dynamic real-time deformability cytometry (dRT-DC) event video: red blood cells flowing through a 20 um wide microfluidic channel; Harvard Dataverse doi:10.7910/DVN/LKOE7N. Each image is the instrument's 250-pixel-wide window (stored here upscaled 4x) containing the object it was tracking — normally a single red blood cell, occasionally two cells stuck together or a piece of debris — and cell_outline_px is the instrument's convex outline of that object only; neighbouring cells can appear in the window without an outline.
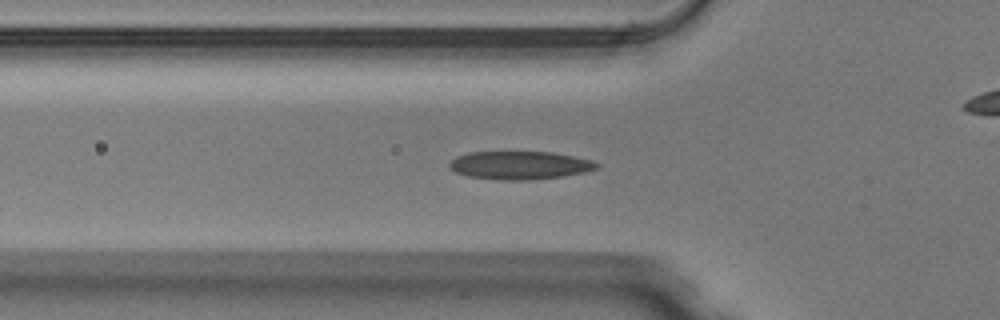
{"species": "Egyptian fruit bat (a non-hibernating species)", "species_latin": "Rousettus aegyptiacus", "temperature_condition": "warm", "stored_images_in_passage": 50, "camera_frame_rate_fps": 3000, "um_per_image_px": 0.085, "animal": {"sex": "male"}, "frame": {"image": 1, "passage_image": 16, "time_ms": 5.0, "image_size_px": [1000, 320], "cell_outline_px": [[600, 168], [584, 172], [560, 176], [528, 180], [500, 180], [468, 176], [456, 172], [448, 168], [448, 164], [456, 156], [468, 152], [552, 152], [592, 160], [600, 164]], "centroid_in_image_um": [44.16, 14.04], "position_along_channel_um": 81.6, "area_um2": 24.16}}
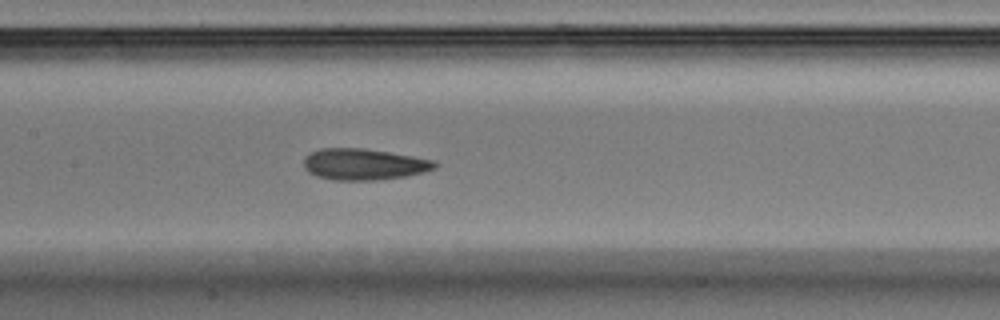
{"frame": {"image": 2, "passage_image": 23, "time_ms": 7.333, "image_size_px": [1000, 320], "cell_outline_px": [[440, 164], [436, 168], [424, 172], [404, 176], [376, 180], [332, 180], [316, 176], [308, 172], [304, 168], [304, 156], [320, 148], [364, 148], [436, 160]], "centroid_in_image_um": [30.93, 13.96], "position_along_channel_um": 176.5, "area_um2": 24.04}}
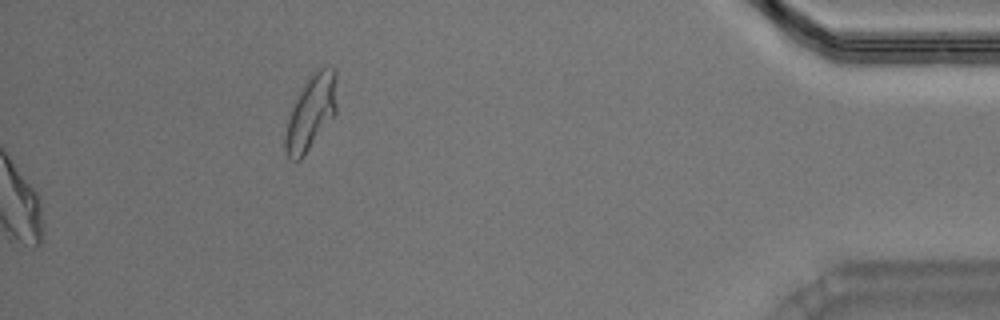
{"frame": {"image": 3, "passage_image": 50, "time_ms": 16.333, "image_size_px": [1000, 320], "cell_outline_px": [[336, 112], [300, 160], [292, 160], [288, 156], [284, 148], [284, 136], [288, 116], [300, 88], [308, 76], [312, 72], [320, 68], [332, 68], [336, 72]], "centroid_in_image_um": [26.4, 9.53], "position_along_channel_um": 408.8, "area_um2": 22.25}, "authors_computed_cell_mechanics": {"area_um2": 23.9292, "velocity_mm_per_s": 4.0136, "shape_relaxation_time_tau1_ms": 5.7793, "shape_relaxation_time_tau2_ms": 1.3539, "deformation_change_tau1": 0.1644, "deformation_change_tau2": 0.0825}}